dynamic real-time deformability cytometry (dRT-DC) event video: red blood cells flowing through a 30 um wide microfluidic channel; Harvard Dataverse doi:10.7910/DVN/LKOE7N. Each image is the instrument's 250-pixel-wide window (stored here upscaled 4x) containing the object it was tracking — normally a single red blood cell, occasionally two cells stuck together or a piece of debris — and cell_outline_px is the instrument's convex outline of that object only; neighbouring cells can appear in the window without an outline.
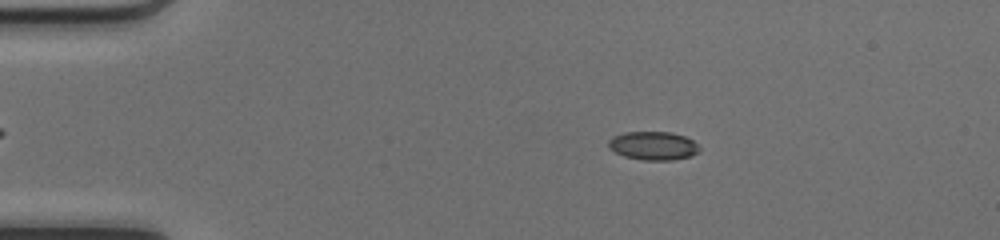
{"species": "common noctule bat (a hibernating species)", "species_latin": "Nyctalus noctula", "temperature_condition": "cold", "stored_images_in_passage": 50, "camera_frame_rate_fps": 3000, "um_per_image_px": 0.085, "animal": {"sex": "female", "body_mass_g": 17.0, "forearm_length_mm": 48.0}, "frame": {"image": 1, "passage_image": 10, "time_ms": 3.0, "image_size_px": [1000, 240], "cell_outline_px": [[700, 148], [692, 156], [672, 160], [644, 160], [624, 156], [608, 148], [608, 140], [612, 136], [624, 132], [668, 132], [684, 136], [692, 140]], "centroid_in_image_um": [55.49, 12.38], "position_along_channel_um": 29.5, "area_um2": 15.03}}
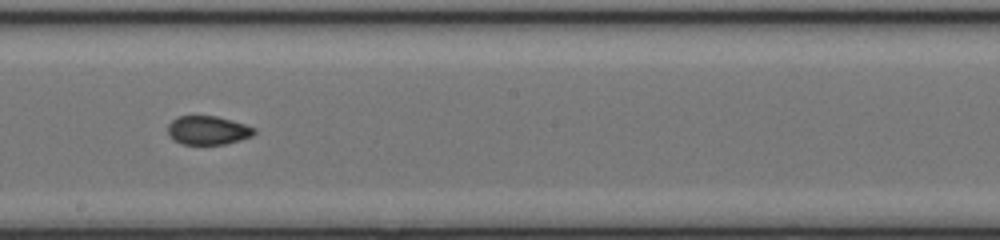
{"frame": {"image": 2, "passage_image": 29, "time_ms": 9.333, "image_size_px": [1000, 240], "cell_outline_px": [[256, 132], [252, 136], [240, 140], [224, 144], [184, 144], [176, 140], [168, 132], [168, 124], [172, 120], [180, 116], [216, 116], [244, 124], [256, 128]], "centroid_in_image_um": [17.7, 11.07], "position_along_channel_um": 230.5, "area_um2": 14.22}}
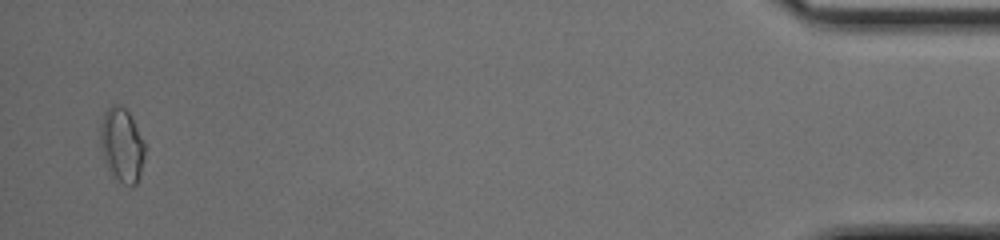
{"frame": {"image": 3, "passage_image": 49, "time_ms": 16.0, "image_size_px": [1000, 240], "cell_outline_px": [[144, 156], [140, 172], [136, 184], [124, 184], [112, 180], [104, 160], [100, 136], [100, 128], [104, 112], [112, 104], [116, 104], [124, 108], [128, 112], [144, 140]], "centroid_in_image_um": [10.33, 12.36], "position_along_channel_um": 424.9, "area_um2": 19.13}, "authors_computed_cell_mechanics": {"area_um2": 14.9124, "velocity_mm_per_s": 4.1973, "shape_relaxation_time_tau1_ms": null, "shape_relaxation_time_tau2_ms": 1.1075, "deformation_change_tau1": null, "deformation_change_tau2": 0.0538}}